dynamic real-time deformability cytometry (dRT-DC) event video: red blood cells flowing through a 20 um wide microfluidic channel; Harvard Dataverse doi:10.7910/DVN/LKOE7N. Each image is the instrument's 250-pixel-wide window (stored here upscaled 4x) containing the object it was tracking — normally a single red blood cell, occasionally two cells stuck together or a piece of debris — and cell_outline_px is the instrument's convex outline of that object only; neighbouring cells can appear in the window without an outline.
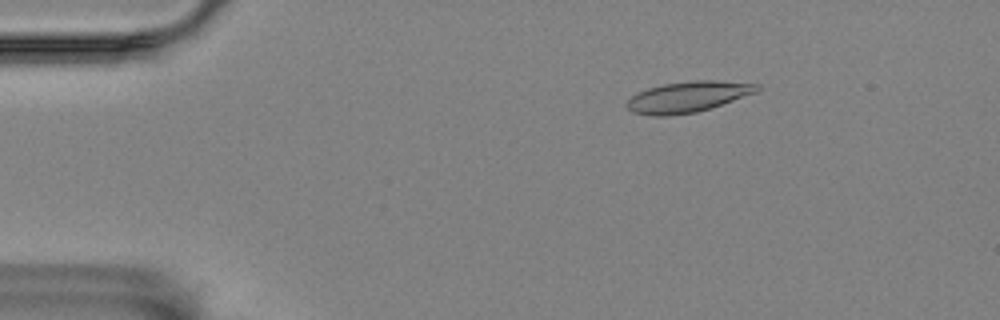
{"species": "Egyptian fruit bat (a non-hibernating species)", "species_latin": "Rousettus aegyptiacus", "temperature_condition": "room temperature", "stored_images_in_passage": 57, "camera_frame_rate_fps": 3000, "um_per_image_px": 0.085, "animal": {"sex": "female"}, "frame": {"image": 1, "passage_image": 9, "time_ms": 2.667, "image_size_px": [1000, 320], "cell_outline_px": [[760, 88], [756, 92], [696, 112], [668, 116], [652, 116], [632, 112], [624, 104], [632, 96], [648, 88], [664, 84], [696, 80], [712, 80], [760, 84]], "centroid_in_image_um": [58.43, 8.23], "position_along_channel_um": 26.6, "area_um2": 23.0}}
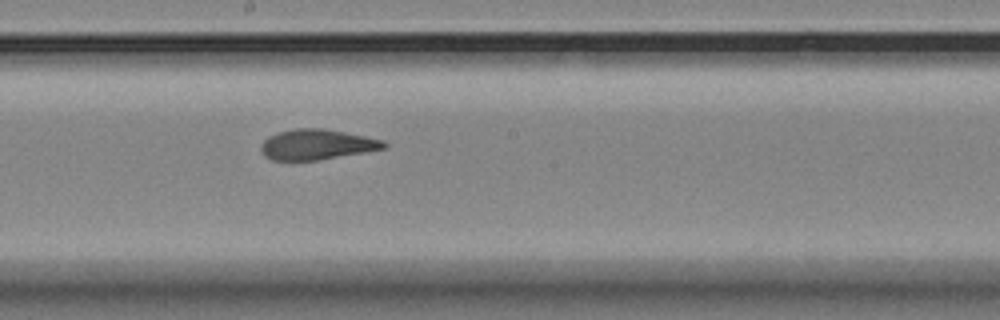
{"frame": {"image": 2, "passage_image": 31, "time_ms": 10.0, "image_size_px": [1000, 320], "cell_outline_px": [[388, 144], [384, 148], [364, 152], [316, 160], [272, 160], [264, 156], [260, 152], [260, 144], [268, 136], [276, 132], [296, 128], [324, 128], [384, 140]], "centroid_in_image_um": [26.87, 12.27], "position_along_channel_um": 221.3, "area_um2": 21.73}}
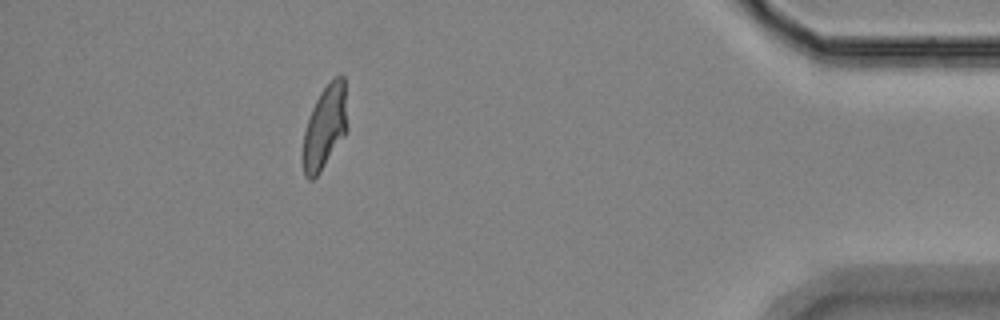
{"frame": {"image": 3, "passage_image": 51, "time_ms": 16.667, "image_size_px": [1000, 320], "cell_outline_px": [[348, 128], [344, 136], [320, 172], [312, 180], [308, 180], [304, 176], [304, 132], [312, 108], [320, 92], [340, 72], [344, 76]], "centroid_in_image_um": [27.65, 10.77], "position_along_channel_um": 407.6, "area_um2": 21.39}, "authors_computed_cell_mechanics": {"area_um2": 22.4264, "velocity_mm_per_s": 3.5171, "shape_relaxation_time_tau1_ms": 6.0393, "shape_relaxation_time_tau2_ms": 1.6872, "deformation_change_tau1": 0.1802, "deformation_change_tau2": 0.0821}}